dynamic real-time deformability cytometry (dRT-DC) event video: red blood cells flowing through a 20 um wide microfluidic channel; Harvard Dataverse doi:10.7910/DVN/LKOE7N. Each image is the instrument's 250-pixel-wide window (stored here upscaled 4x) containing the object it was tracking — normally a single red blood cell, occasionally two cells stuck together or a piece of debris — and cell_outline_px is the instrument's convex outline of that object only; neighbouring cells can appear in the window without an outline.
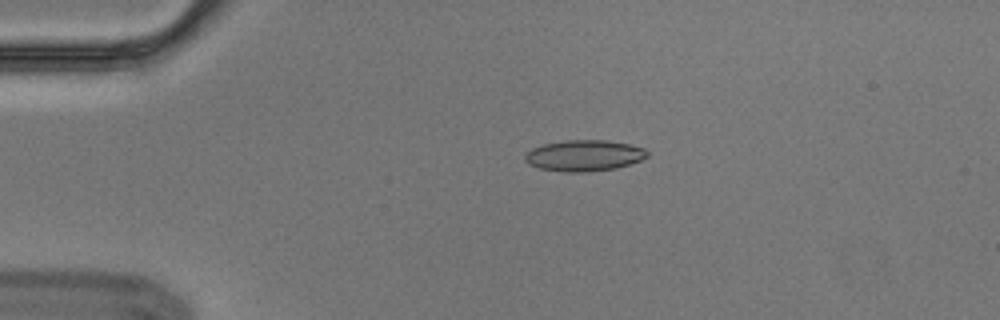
{"species": "Egyptian fruit bat (a non-hibernating species)", "species_latin": "Rousettus aegyptiacus", "temperature_condition": "cold", "stored_images_in_passage": 5, "camera_frame_rate_fps": 3000, "um_per_image_px": 0.085, "animal": {"sex": "male"}, "frame": {"image": 1, "passage_image": 3, "time_ms": 0.667, "image_size_px": [1000, 320], "cell_outline_px": [[648, 156], [640, 160], [616, 168], [588, 172], [564, 172], [540, 168], [528, 164], [524, 160], [524, 156], [532, 148], [544, 144], [564, 140], [604, 140], [628, 144], [644, 148], [648, 152]], "centroid_in_image_um": [49.63, 13.22], "position_along_channel_um": 35.4, "area_um2": 22.08}}
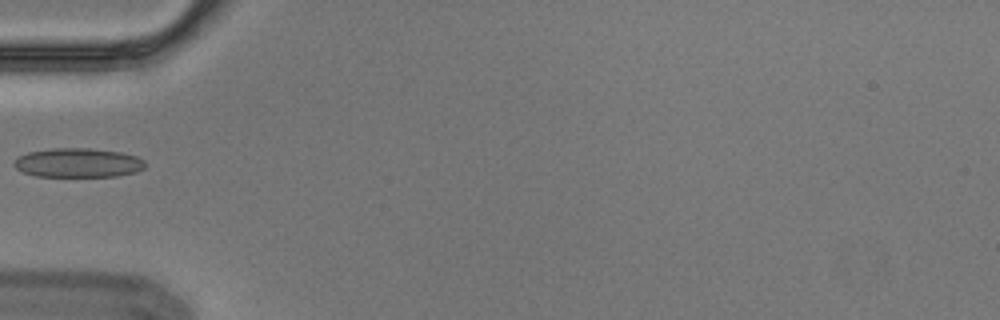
{"frame": {"image": 2, "passage_image": 5, "time_ms": 1.333, "image_size_px": [1000, 320], "cell_outline_px": [[148, 164], [144, 168], [136, 172], [116, 176], [36, 176], [24, 172], [16, 168], [12, 164], [20, 156], [28, 152], [52, 148], [88, 148], [120, 152], [136, 156], [144, 160]], "centroid_in_image_um": [6.67, 13.83], "position_along_channel_um": 78.3, "area_um2": 22.25}}